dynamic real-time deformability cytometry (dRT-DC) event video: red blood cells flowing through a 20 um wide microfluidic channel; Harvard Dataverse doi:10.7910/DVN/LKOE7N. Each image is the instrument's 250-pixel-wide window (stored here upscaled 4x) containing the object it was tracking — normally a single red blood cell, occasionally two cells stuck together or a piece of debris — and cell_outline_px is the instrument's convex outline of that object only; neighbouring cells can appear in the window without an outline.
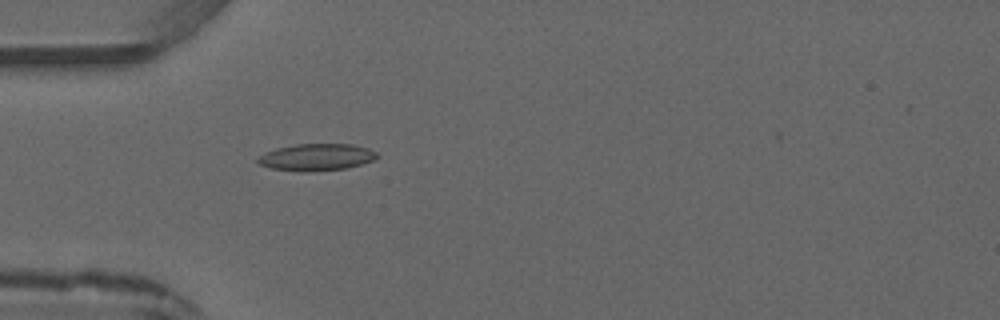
{"species": "common noctule bat (a hibernating species)", "species_latin": "Nyctalus noctula", "temperature_condition": "warm", "stored_images_in_passage": 4, "camera_frame_rate_fps": 3000, "um_per_image_px": 0.085, "animal": {"sex": "male", "forearm_length_mm": 52.5}, "frame": {"image": 1, "passage_image": 4, "time_ms": 4.0, "image_size_px": [1000, 320], "cell_outline_px": [[376, 156], [372, 160], [360, 164], [344, 168], [304, 172], [272, 168], [260, 164], [256, 160], [256, 156], [276, 148], [296, 144], [352, 144], [368, 148], [376, 152]], "centroid_in_image_um": [26.84, 13.35], "position_along_channel_um": 58.2, "area_um2": 18.44}}